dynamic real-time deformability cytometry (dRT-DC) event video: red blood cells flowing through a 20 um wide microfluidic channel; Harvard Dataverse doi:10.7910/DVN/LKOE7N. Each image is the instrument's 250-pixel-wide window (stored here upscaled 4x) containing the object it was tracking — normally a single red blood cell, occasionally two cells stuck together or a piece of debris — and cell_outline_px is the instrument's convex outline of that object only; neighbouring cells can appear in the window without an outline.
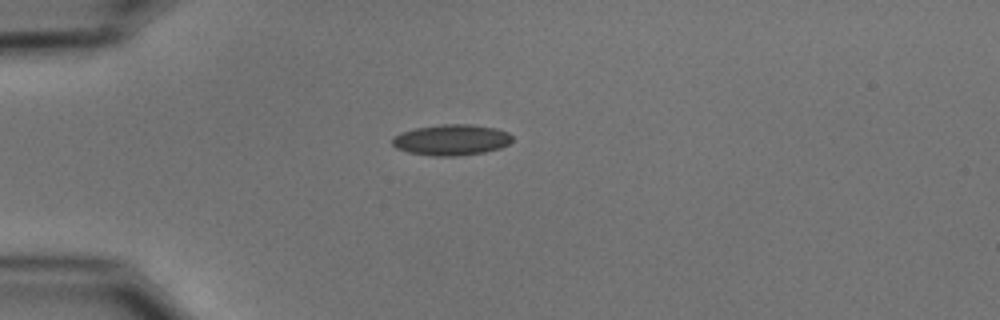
{"species": "common noctule bat (a hibernating species)", "species_latin": "Nyctalus noctula", "temperature_condition": "cold", "stored_images_in_passage": 40, "camera_frame_rate_fps": 3000, "um_per_image_px": 0.085, "animal": {"sex": "male", "body_mass_g": 15.6}, "frame": {"image": 1, "passage_image": 1, "time_ms": 0.0, "image_size_px": [1000, 320], "cell_outline_px": [[512, 140], [508, 144], [500, 148], [484, 152], [456, 156], [432, 156], [408, 152], [396, 148], [392, 144], [392, 136], [400, 132], [416, 128], [440, 124], [472, 124], [496, 128], [508, 132], [512, 136]], "centroid_in_image_um": [38.35, 11.88], "position_along_channel_um": 46.6, "area_um2": 21.73}}
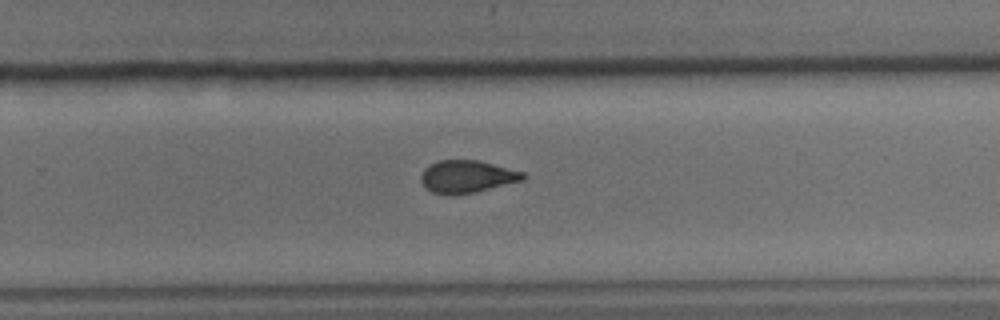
{"frame": {"image": 2, "passage_image": 22, "time_ms": 7.0, "image_size_px": [1000, 320], "cell_outline_px": [[528, 176], [524, 180], [472, 192], [452, 196], [432, 192], [420, 180], [420, 176], [424, 168], [428, 164], [440, 160], [480, 160], [524, 172]], "centroid_in_image_um": [39.69, 14.99], "position_along_channel_um": 290.1, "area_um2": 19.36}}
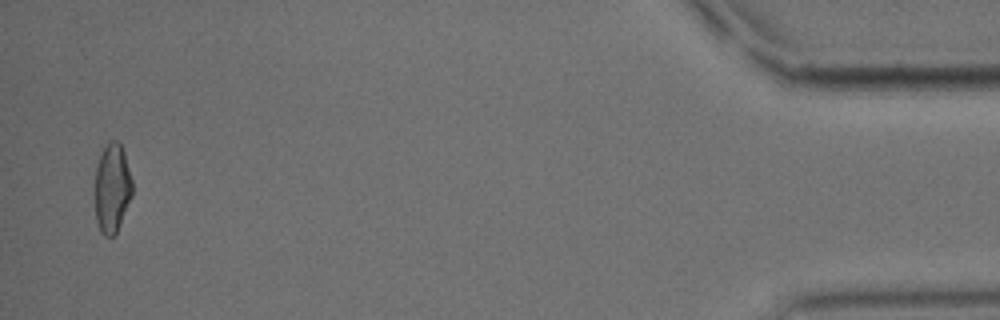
{"frame": {"image": 3, "passage_image": 39, "time_ms": 12.667, "image_size_px": [1000, 320], "cell_outline_px": [[132, 196], [116, 232], [112, 236], [104, 236], [100, 232], [96, 220], [96, 168], [100, 156], [108, 140], [116, 140], [120, 144], [124, 152], [132, 180]], "centroid_in_image_um": [9.54, 15.98], "position_along_channel_um": 425.7, "area_um2": 19.13}, "authors_computed_cell_mechanics": {"area_um2": 19.7965, "velocity_mm_per_s": 3.7663, "shape_relaxation_time_tau1_ms": 4.9603, "shape_relaxation_time_tau2_ms": 2.8015, "deformation_change_tau1": 0.1292, "deformation_change_tau2": 0.0698}}